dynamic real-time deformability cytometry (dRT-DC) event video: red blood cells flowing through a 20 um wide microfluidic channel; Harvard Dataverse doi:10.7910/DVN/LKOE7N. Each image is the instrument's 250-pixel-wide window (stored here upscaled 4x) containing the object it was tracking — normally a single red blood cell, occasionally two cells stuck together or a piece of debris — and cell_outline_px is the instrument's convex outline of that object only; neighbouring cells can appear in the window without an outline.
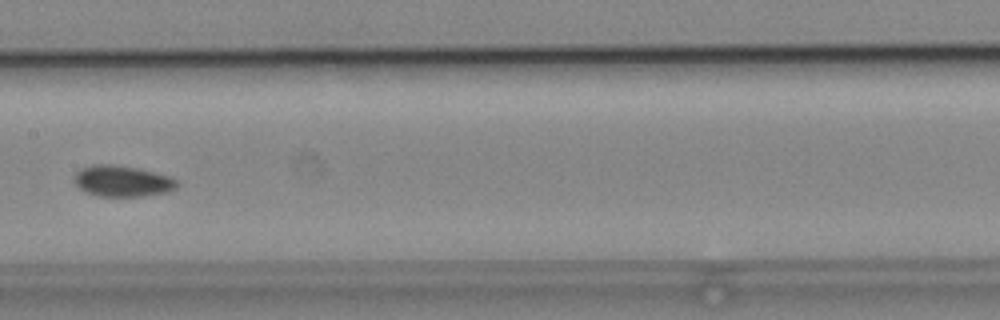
{"species": "common noctule bat (a hibernating species)", "species_latin": "Nyctalus noctula", "temperature_condition": "cold", "stored_images_in_passage": 4, "camera_frame_rate_fps": 3000, "um_per_image_px": 0.085, "animal": {"sex": "male", "body_mass_g": 19.2, "forearm_length_mm": 51.8}, "frame": {"image": 1, "passage_image": 4, "time_ms": 1.0, "image_size_px": [1000, 320], "cell_outline_px": [[176, 188], [168, 192], [144, 196], [96, 196], [84, 192], [76, 184], [76, 172], [80, 168], [92, 164], [112, 164], [136, 168], [168, 176], [176, 180]], "centroid_in_image_um": [10.36, 15.4], "position_along_channel_um": 197.0, "area_um2": 18.44}}